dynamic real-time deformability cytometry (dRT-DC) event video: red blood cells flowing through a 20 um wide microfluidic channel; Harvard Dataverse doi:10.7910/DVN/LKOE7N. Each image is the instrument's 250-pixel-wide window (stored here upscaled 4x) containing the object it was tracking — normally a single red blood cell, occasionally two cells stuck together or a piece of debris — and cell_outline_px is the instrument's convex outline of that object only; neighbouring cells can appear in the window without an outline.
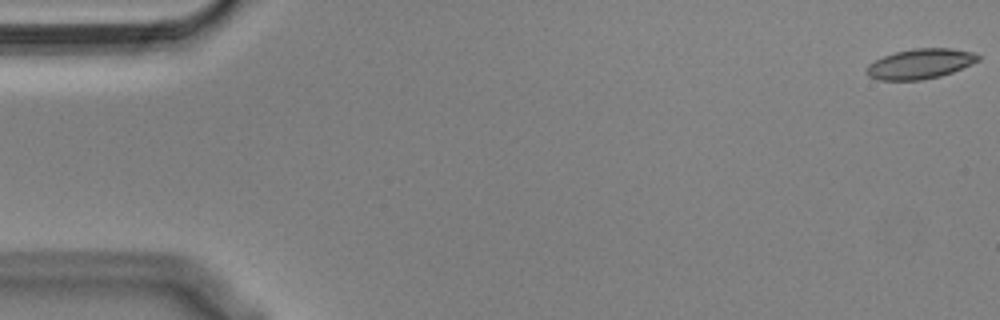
{"species": "Egyptian fruit bat (a non-hibernating species)", "species_latin": "Rousettus aegyptiacus", "temperature_condition": "cold", "stored_images_in_passage": 55, "camera_frame_rate_fps": 3000, "um_per_image_px": 0.085, "animal": {"sex": "male"}, "frame": {"image": 1, "passage_image": 1, "time_ms": 0.0, "image_size_px": [1000, 320], "cell_outline_px": [[980, 60], [952, 72], [940, 76], [920, 80], [880, 80], [868, 76], [864, 72], [868, 64], [884, 56], [896, 52], [912, 48], [948, 48], [972, 52], [980, 56]], "centroid_in_image_um": [78.19, 5.43], "position_along_channel_um": 6.8, "area_um2": 19.42}}
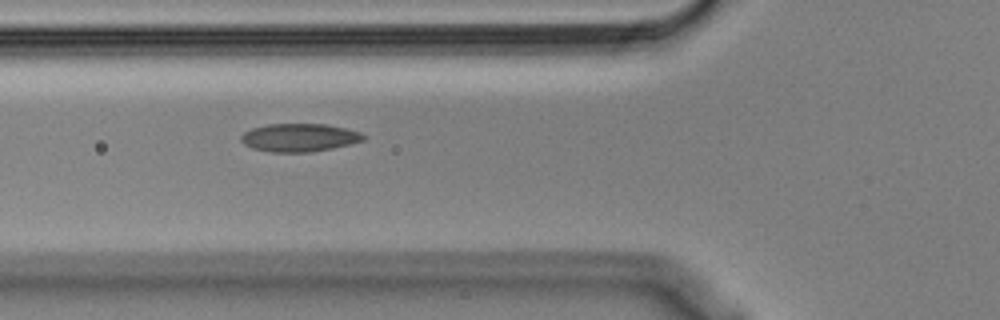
{"frame": {"image": 2, "passage_image": 20, "time_ms": 6.333, "image_size_px": [1000, 320], "cell_outline_px": [[364, 140], [332, 148], [312, 152], [268, 152], [252, 148], [244, 144], [240, 140], [240, 136], [244, 132], [252, 128], [268, 124], [324, 124], [344, 128], [360, 132], [364, 136]], "centroid_in_image_um": [25.39, 11.7], "position_along_channel_um": 100.4, "area_um2": 19.94}}
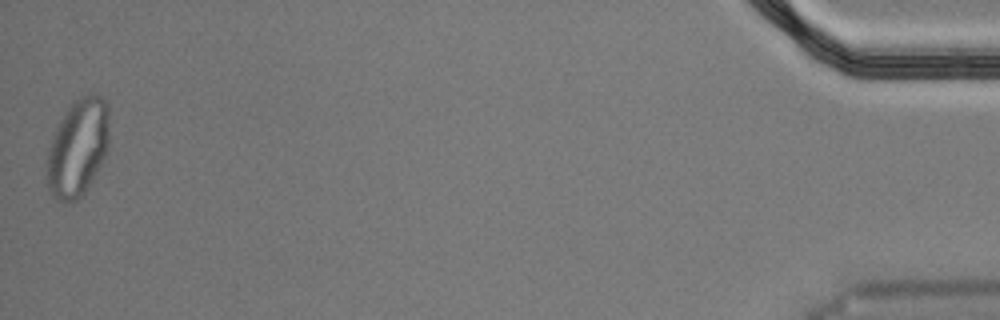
{"frame": {"image": 3, "passage_image": 55, "time_ms": 18.0, "image_size_px": [1000, 320], "cell_outline_px": [[108, 148], [92, 180], [84, 192], [76, 200], [56, 200], [52, 196], [48, 188], [48, 148], [56, 128], [68, 108], [80, 96], [100, 96], [108, 104]], "centroid_in_image_um": [6.62, 12.55], "position_along_channel_um": 428.6, "area_um2": 34.51}, "authors_computed_cell_mechanics": {"area_um2": 20.0566, "velocity_mm_per_s": 3.6247, "shape_relaxation_time_tau1_ms": 7.7557, "shape_relaxation_time_tau2_ms": 1.853, "deformation_change_tau1": 0.2067, "deformation_change_tau2": 0.0721}}